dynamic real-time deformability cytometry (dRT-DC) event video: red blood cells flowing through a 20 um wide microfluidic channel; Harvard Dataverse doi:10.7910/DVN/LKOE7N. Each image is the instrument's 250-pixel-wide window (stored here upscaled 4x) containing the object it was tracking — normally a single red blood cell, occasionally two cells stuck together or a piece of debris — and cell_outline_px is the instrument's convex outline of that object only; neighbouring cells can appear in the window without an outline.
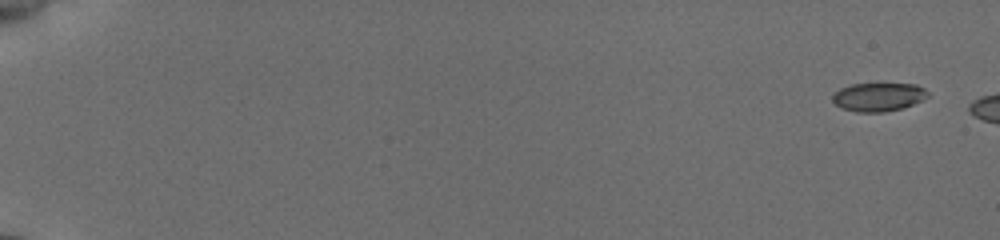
{"species": "common noctule bat (a hibernating species)", "species_latin": "Nyctalus noctula", "temperature_condition": "cold", "stored_images_in_passage": 5, "camera_frame_rate_fps": 3000, "um_per_image_px": 0.085, "animal": {"sex": "female", "body_mass_g": 19.5, "forearm_length_mm": 54.1}, "frame": {"image": 1, "passage_image": 1, "time_ms": 0.0, "image_size_px": [1000, 240], "cell_outline_px": [[928, 96], [912, 104], [900, 108], [884, 112], [856, 112], [840, 108], [832, 100], [832, 96], [840, 88], [852, 84], [916, 84], [924, 88], [928, 92]], "centroid_in_image_um": [74.63, 8.24], "position_along_channel_um": 10.4, "area_um2": 15.66}}